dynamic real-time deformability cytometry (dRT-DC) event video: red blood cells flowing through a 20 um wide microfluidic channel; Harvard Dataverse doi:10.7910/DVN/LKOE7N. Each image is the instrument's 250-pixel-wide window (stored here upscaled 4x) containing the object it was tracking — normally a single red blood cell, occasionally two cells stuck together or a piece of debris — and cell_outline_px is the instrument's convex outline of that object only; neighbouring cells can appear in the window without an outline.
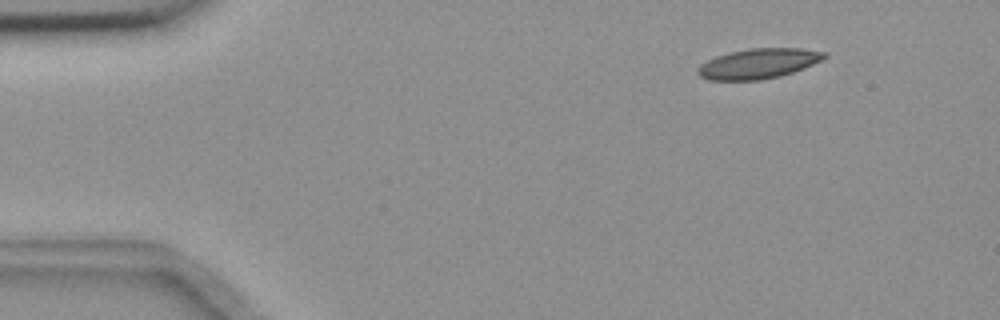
{"species": "common noctule bat (a hibernating species)", "species_latin": "Nyctalus noctula", "temperature_condition": "room temperature", "stored_images_in_passage": 50, "camera_frame_rate_fps": 3000, "um_per_image_px": 0.085, "animal": {"sex": "female", "body_mass_g": 18.4}, "frame": {"image": 1, "passage_image": 1, "time_ms": 0.0, "image_size_px": [1000, 320], "cell_outline_px": [[828, 56], [804, 68], [780, 76], [760, 80], [708, 80], [700, 76], [696, 72], [696, 68], [700, 64], [716, 56], [728, 52], [748, 48], [800, 48], [828, 52]], "centroid_in_image_um": [64.44, 5.4], "position_along_channel_um": 20.6, "area_um2": 22.31}}
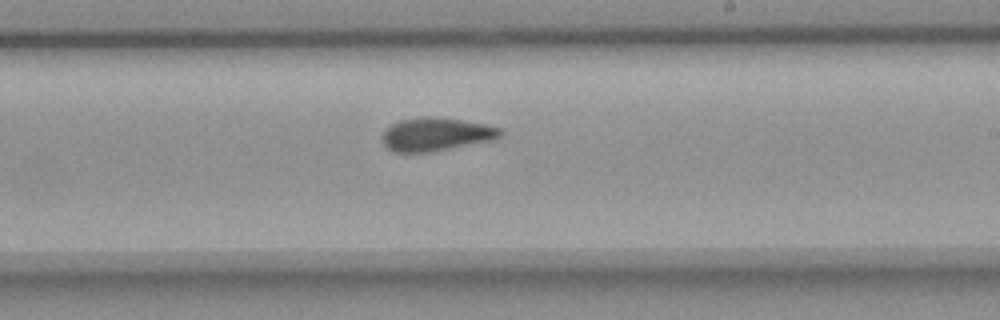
{"frame": {"image": 2, "passage_image": 27, "time_ms": 8.667, "image_size_px": [1000, 320], "cell_outline_px": [[504, 136], [492, 140], [428, 152], [396, 152], [388, 148], [384, 144], [384, 132], [392, 124], [400, 120], [420, 116], [436, 116], [484, 124], [500, 128], [504, 132]], "centroid_in_image_um": [37.1, 11.4], "position_along_channel_um": 251.9, "area_um2": 22.66}}
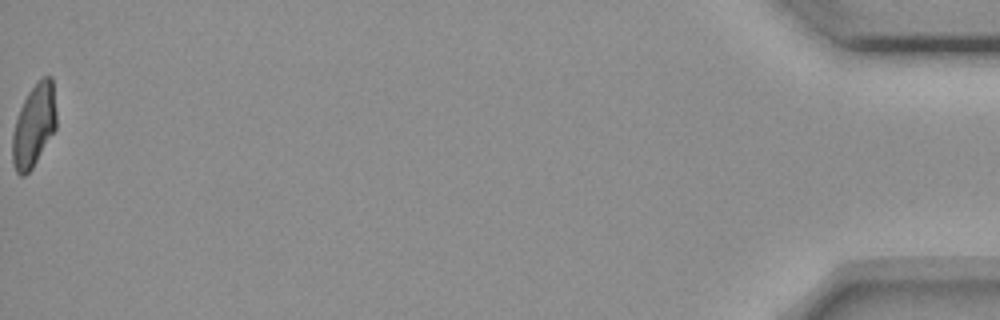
{"frame": {"image": 3, "passage_image": 50, "time_ms": 16.333, "image_size_px": [1000, 320], "cell_outline_px": [[56, 128], [32, 168], [24, 176], [20, 176], [16, 172], [12, 160], [12, 136], [16, 120], [20, 108], [28, 92], [44, 76], [52, 76], [56, 112]], "centroid_in_image_um": [2.88, 10.68], "position_along_channel_um": 432.3, "area_um2": 20.92}, "authors_computed_cell_mechanics": {"area_um2": 22.3975, "velocity_mm_per_s": 3.6624, "shape_relaxation_time_tau1_ms": 11.2586, "shape_relaxation_time_tau2_ms": 2.6302, "deformation_change_tau1": 0.2233, "deformation_change_tau2": 0.0863}}